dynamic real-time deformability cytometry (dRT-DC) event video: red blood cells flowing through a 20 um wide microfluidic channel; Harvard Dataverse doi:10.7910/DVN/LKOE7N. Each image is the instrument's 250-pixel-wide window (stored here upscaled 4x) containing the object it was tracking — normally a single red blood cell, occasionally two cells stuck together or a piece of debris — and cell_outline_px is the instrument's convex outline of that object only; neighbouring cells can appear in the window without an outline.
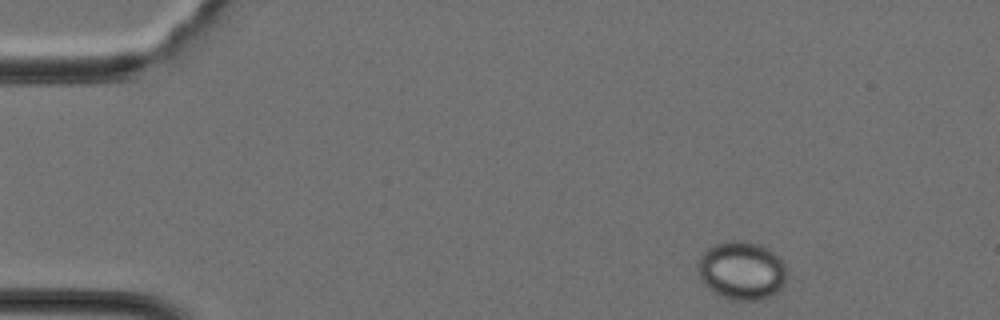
{"species": "Egyptian fruit bat (a non-hibernating species)", "species_latin": "Rousettus aegyptiacus", "temperature_condition": "cold", "stored_images_in_passage": 36, "camera_frame_rate_fps": 3000, "um_per_image_px": 0.085, "animal": {"sex": "female"}, "frame": {"image": 1, "passage_image": 1, "time_ms": 0.0, "image_size_px": [1000, 320], "cell_outline_px": [[788, 276], [784, 284], [776, 292], [768, 296], [756, 300], [732, 300], [720, 296], [708, 288], [700, 280], [696, 264], [700, 256], [708, 248], [716, 244], [728, 240], [740, 240], [760, 244], [768, 248], [780, 256], [784, 264]], "centroid_in_image_um": [63.04, 22.98], "position_along_channel_um": 22.0, "area_um2": 30.58}}
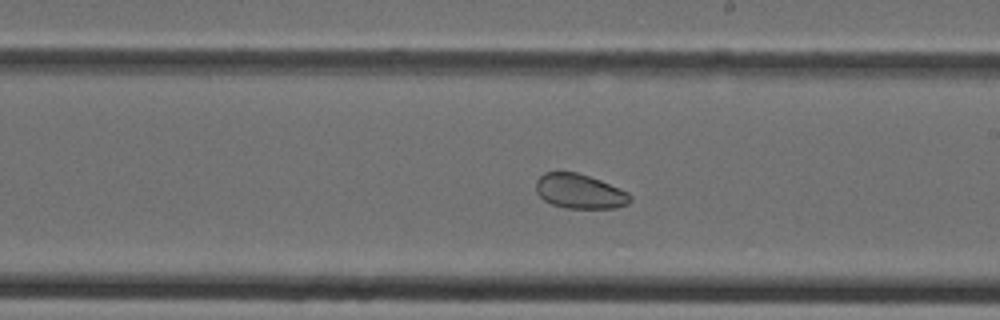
{"frame": {"image": 2, "passage_image": 19, "time_ms": 6.0, "image_size_px": [1000, 320], "cell_outline_px": [[632, 200], [628, 204], [616, 208], [564, 208], [552, 204], [544, 200], [536, 192], [536, 180], [544, 172], [576, 172], [600, 180], [628, 192], [632, 196]], "centroid_in_image_um": [49.28, 16.27], "position_along_channel_um": 239.7, "area_um2": 19.02}}
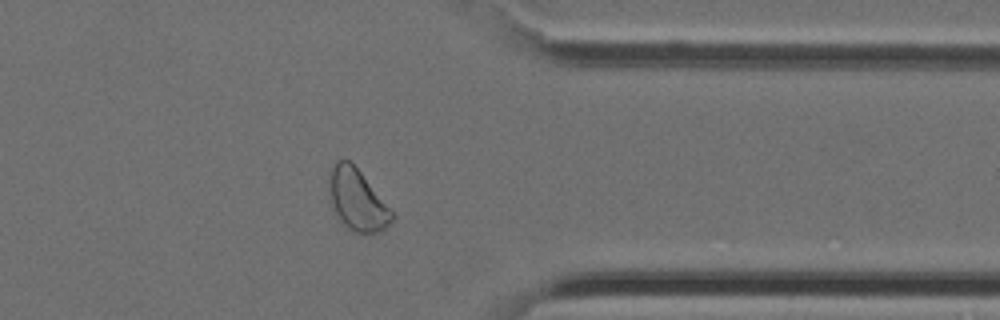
{"frame": {"image": 3, "passage_image": 28, "time_ms": 9.0, "image_size_px": [1000, 320], "cell_outline_px": [[396, 216], [380, 232], [356, 232], [348, 228], [336, 220], [332, 212], [328, 200], [328, 184], [332, 168], [336, 160], [348, 160], [360, 172]], "centroid_in_image_um": [30.29, 17.02], "position_along_channel_um": 381.1, "area_um2": 22.48}}